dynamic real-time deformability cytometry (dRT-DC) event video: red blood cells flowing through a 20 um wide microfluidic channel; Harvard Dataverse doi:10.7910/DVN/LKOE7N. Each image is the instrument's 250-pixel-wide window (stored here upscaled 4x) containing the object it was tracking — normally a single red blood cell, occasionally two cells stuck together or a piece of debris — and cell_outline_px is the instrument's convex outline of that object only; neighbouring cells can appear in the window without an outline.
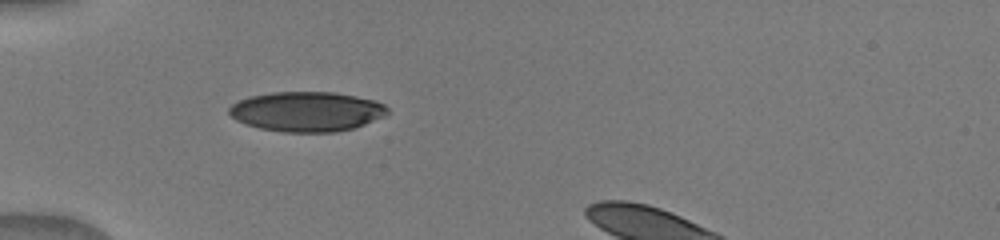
{"species": "human", "species_latin": "Homo sapiens", "temperature_condition": "warm", "stored_images_in_passage": 30, "camera_frame_rate_fps": 3000, "um_per_image_px": 0.085, "donor": {"sex": "male"}, "frame": {"image": 1, "passage_image": 1, "time_ms": 0.0, "image_size_px": [1000, 240], "cell_outline_px": [[388, 112], [384, 116], [364, 124], [352, 128], [336, 132], [284, 132], [260, 128], [244, 124], [236, 120], [228, 112], [228, 108], [232, 104], [248, 96], [272, 92], [336, 92], [376, 100], [384, 104], [388, 108]], "centroid_in_image_um": [26.06, 9.47], "position_along_channel_um": 58.9, "area_um2": 36.88}}
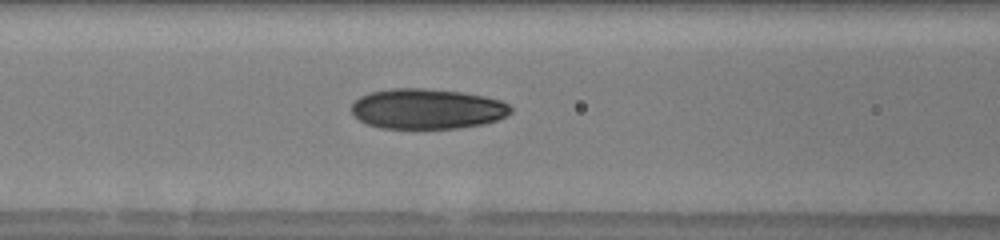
{"frame": {"image": 2, "passage_image": 11, "time_ms": 2.0, "image_size_px": [1000, 240], "cell_outline_px": [[512, 112], [508, 116], [484, 124], [460, 128], [380, 128], [368, 124], [360, 120], [352, 112], [352, 104], [360, 96], [368, 92], [392, 88], [424, 88], [460, 92], [484, 96], [500, 100], [508, 104], [512, 108]], "centroid_in_image_um": [36.32, 9.25], "position_along_channel_um": 130.3, "area_um2": 37.45}}
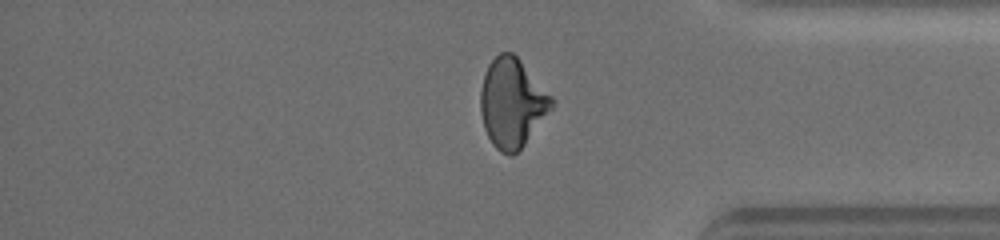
{"frame": {"image": 3, "passage_image": 26, "time_ms": 8.667, "image_size_px": [1000, 240], "cell_outline_px": [[556, 104], [524, 144], [512, 156], [508, 156], [500, 152], [492, 144], [484, 128], [480, 112], [480, 92], [484, 76], [488, 64], [500, 52], [512, 52], [520, 60], [556, 100]], "centroid_in_image_um": [43.53, 8.76], "position_along_channel_um": 391.7, "area_um2": 36.93}}